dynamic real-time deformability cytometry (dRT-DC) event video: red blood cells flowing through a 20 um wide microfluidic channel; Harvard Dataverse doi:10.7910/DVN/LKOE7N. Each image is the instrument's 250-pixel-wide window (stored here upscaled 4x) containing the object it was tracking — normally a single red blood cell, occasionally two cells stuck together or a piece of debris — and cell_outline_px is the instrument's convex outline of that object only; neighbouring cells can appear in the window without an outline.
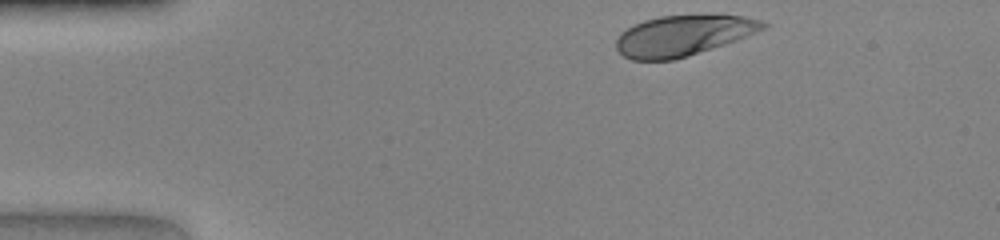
{"species": "human", "species_latin": "Homo sapiens", "temperature_condition": "warm", "stored_images_in_passage": 32, "camera_frame_rate_fps": 3000, "um_per_image_px": 0.085, "donor": {"sex": "female"}, "frame": {"image": 1, "passage_image": 1, "time_ms": 0.0, "image_size_px": [1000, 240], "cell_outline_px": [[768, 28], [736, 40], [688, 56], [672, 60], [632, 60], [624, 56], [616, 48], [616, 40], [620, 32], [632, 24], [644, 20], [660, 16], [744, 16], [760, 20], [768, 24]], "centroid_in_image_um": [58.03, 3.03], "position_along_channel_um": 27.0, "area_um2": 34.39}}
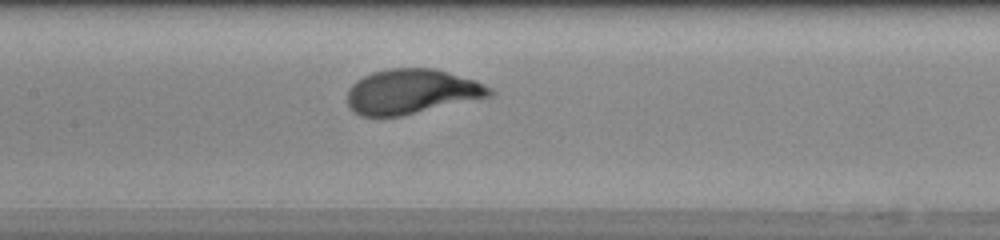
{"frame": {"image": 2, "passage_image": 16, "time_ms": 5.0, "image_size_px": [1000, 240], "cell_outline_px": [[496, 92], [492, 96], [400, 116], [360, 116], [352, 112], [348, 108], [348, 88], [356, 80], [372, 72], [388, 68], [436, 68], [476, 80], [492, 88]], "centroid_in_image_um": [34.99, 7.78], "position_along_channel_um": 172.4, "area_um2": 37.45}}
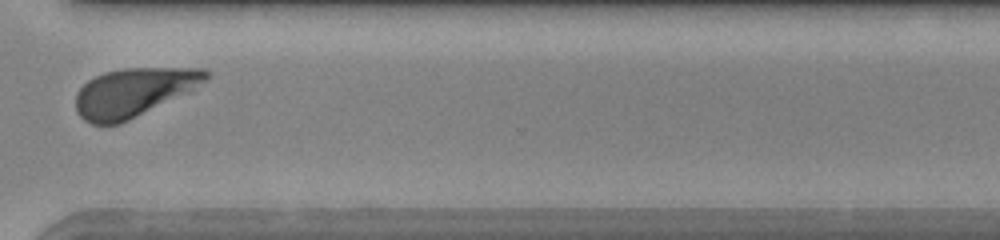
{"frame": {"image": 3, "passage_image": 29, "time_ms": 9.333, "image_size_px": [1000, 240], "cell_outline_px": [[208, 80], [120, 124], [92, 124], [84, 120], [76, 112], [76, 92], [88, 80], [104, 72], [124, 68], [204, 68], [208, 72]], "centroid_in_image_um": [11.28, 7.83], "position_along_channel_um": 359.3, "area_um2": 36.01}}